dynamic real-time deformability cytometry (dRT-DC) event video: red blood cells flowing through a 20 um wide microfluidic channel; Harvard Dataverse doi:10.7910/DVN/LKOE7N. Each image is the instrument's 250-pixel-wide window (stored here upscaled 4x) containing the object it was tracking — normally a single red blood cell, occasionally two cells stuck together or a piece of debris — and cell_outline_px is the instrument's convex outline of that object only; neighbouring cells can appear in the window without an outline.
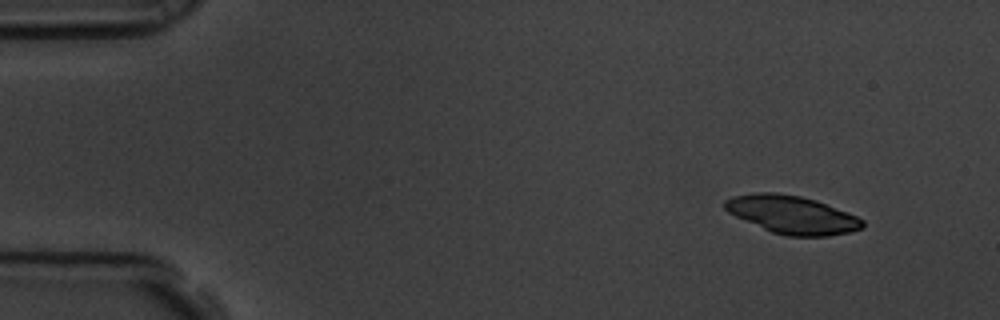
{"species": "common noctule bat (a hibernating species)", "species_latin": "Nyctalus noctula", "temperature_condition": "room temperature", "stored_images_in_passage": 9, "camera_frame_rate_fps": 3000, "um_per_image_px": 0.085, "animal": {"sex": "male", "body_mass_g": 19.5, "forearm_length_mm": 54.6}, "frame": {"image": 1, "passage_image": 1, "time_ms": 0.0, "image_size_px": [1000, 320], "cell_outline_px": [[864, 228], [848, 232], [828, 236], [788, 236], [772, 232], [736, 216], [728, 212], [724, 208], [724, 200], [732, 196], [756, 192], [776, 192], [800, 196], [816, 200], [848, 212], [864, 220]], "centroid_in_image_um": [67.33, 18.24], "position_along_channel_um": 17.7, "area_um2": 30.4}}